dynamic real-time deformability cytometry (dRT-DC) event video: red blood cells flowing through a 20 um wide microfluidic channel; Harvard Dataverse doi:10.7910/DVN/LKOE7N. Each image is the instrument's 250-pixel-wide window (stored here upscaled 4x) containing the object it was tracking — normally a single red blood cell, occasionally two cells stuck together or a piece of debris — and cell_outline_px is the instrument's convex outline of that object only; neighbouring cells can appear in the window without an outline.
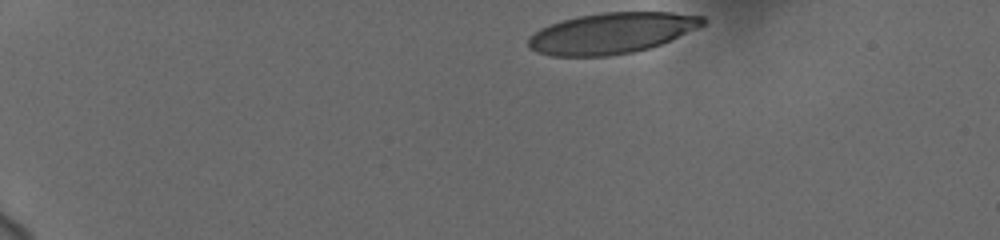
{"species": "human", "species_latin": "Homo sapiens", "temperature_condition": "cold", "stored_images_in_passage": 40, "camera_frame_rate_fps": 3000, "um_per_image_px": 0.085, "donor": {"sex": "female"}, "frame": {"image": 1, "passage_image": 1, "time_ms": 0.0, "image_size_px": [1000, 240], "cell_outline_px": [[708, 20], [704, 24], [696, 28], [660, 44], [648, 48], [632, 52], [608, 56], [552, 56], [536, 52], [528, 48], [528, 36], [540, 28], [548, 24], [560, 20], [580, 16], [604, 12], [672, 12], [704, 16]], "centroid_in_image_um": [51.94, 2.81], "position_along_channel_um": 33.1, "area_um2": 41.56}}
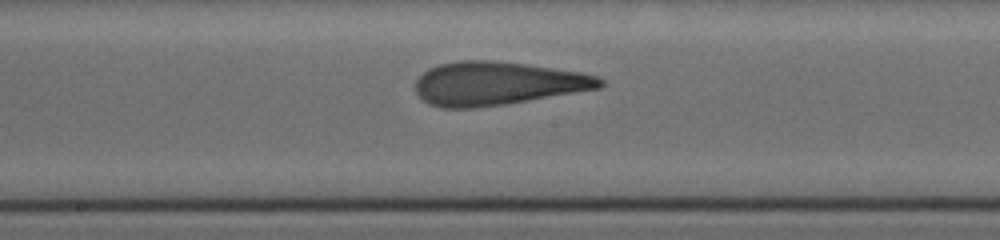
{"frame": {"image": 2, "passage_image": 23, "time_ms": 7.333, "image_size_px": [1000, 240], "cell_outline_px": [[604, 84], [600, 88], [504, 104], [472, 108], [440, 108], [428, 104], [416, 92], [416, 80], [428, 68], [440, 64], [460, 60], [492, 60], [528, 64], [584, 72], [600, 76], [604, 80]], "centroid_in_image_um": [42.3, 7.08], "position_along_channel_um": 205.9, "area_um2": 46.82}}
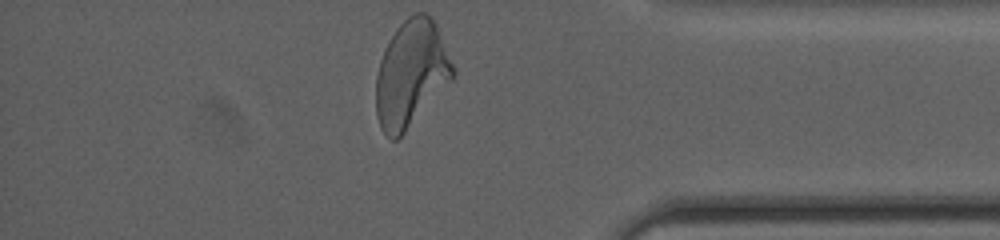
{"frame": {"image": 3, "passage_image": 40, "time_ms": 13.0, "image_size_px": [1000, 240], "cell_outline_px": [[456, 72], [452, 80], [404, 132], [396, 140], [392, 140], [380, 128], [376, 116], [376, 76], [380, 60], [388, 40], [396, 28], [408, 16], [416, 12], [424, 12], [432, 16], [436, 24]], "centroid_in_image_um": [34.93, 6.24], "position_along_channel_um": 400.3, "area_um2": 47.45}, "authors_computed_cell_mechanics": {"area_um2": 46.1822, "velocity_mm_per_s": 3.692, "shape_relaxation_time_tau1_ms": 6.7479, "shape_relaxation_time_tau2_ms": 1.48, "deformation_change_tau1": 0.27, "deformation_change_tau2": 0.118}}